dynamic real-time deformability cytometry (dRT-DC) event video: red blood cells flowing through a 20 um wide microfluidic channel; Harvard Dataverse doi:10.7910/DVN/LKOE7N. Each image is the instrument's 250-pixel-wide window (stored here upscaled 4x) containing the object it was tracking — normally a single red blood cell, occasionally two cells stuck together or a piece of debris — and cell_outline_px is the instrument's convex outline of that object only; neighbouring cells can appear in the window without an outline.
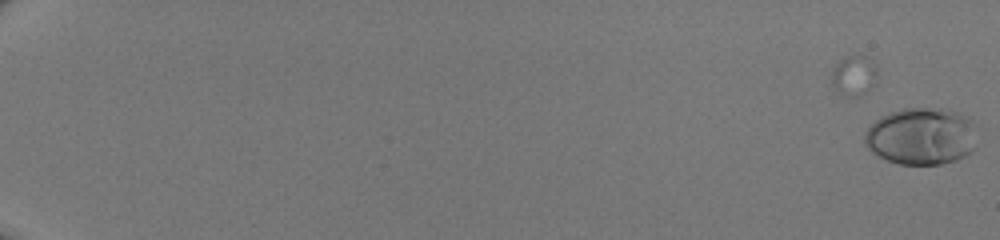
{"species": "human", "species_latin": "Homo sapiens", "temperature_condition": "room temperature", "stored_images_in_passage": 6, "camera_frame_rate_fps": 3000, "um_per_image_px": 0.085, "donor": {"sex": "male"}, "frame": {"image": 1, "passage_image": 6, "time_ms": 1.667, "image_size_px": [1000, 240], "cell_outline_px": [[976, 148], [972, 152], [956, 160], [940, 164], [900, 164], [888, 160], [872, 152], [864, 144], [864, 132], [880, 116], [904, 108], [940, 108], [956, 112], [972, 120], [976, 124]], "centroid_in_image_um": [78.34, 11.58], "position_along_channel_um": 6.7, "area_um2": 37.63}}